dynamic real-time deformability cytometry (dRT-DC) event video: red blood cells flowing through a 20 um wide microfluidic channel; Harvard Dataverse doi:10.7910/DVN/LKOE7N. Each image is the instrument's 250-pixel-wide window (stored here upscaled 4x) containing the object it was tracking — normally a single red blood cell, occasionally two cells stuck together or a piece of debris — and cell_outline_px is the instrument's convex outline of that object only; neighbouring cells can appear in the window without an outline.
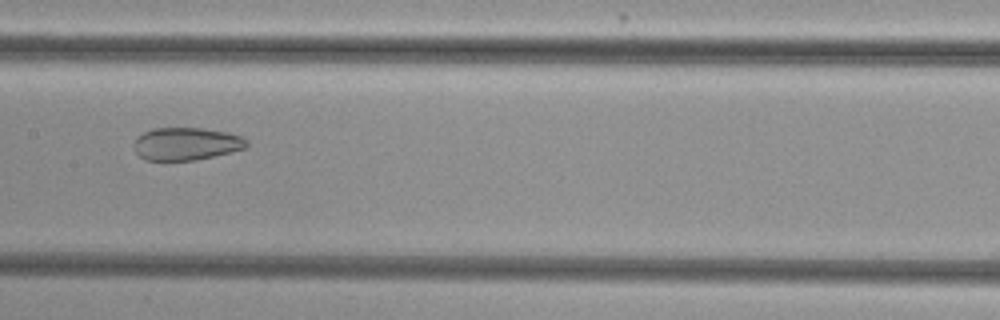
{"species": "common noctule bat (a hibernating species)", "species_latin": "Nyctalus noctula", "temperature_condition": "cold", "stored_images_in_passage": 39, "camera_frame_rate_fps": 3000, "um_per_image_px": 0.085, "animal": {"sex": "female", "body_mass_g": 29.2, "forearm_length_mm": 56.3}, "frame": {"image": 1, "passage_image": 13, "time_ms": 4.0, "image_size_px": [1000, 320], "cell_outline_px": [[248, 148], [196, 160], [144, 160], [136, 152], [132, 144], [136, 136], [152, 128], [200, 128], [228, 132], [240, 136], [248, 140]], "centroid_in_image_um": [15.82, 12.22], "position_along_channel_um": 191.6, "area_um2": 21.68}}
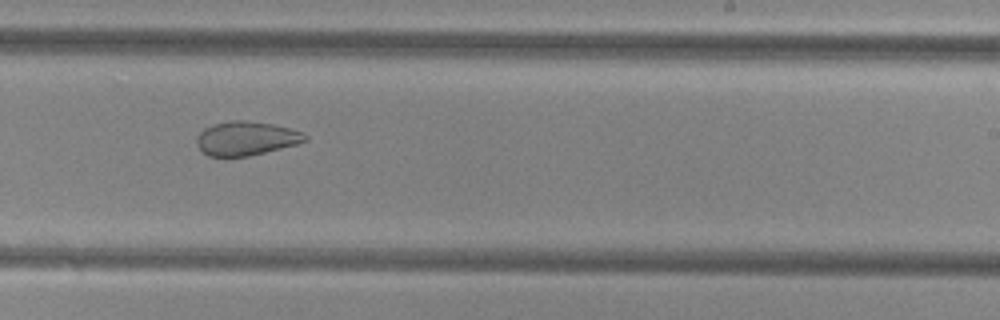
{"frame": {"image": 2, "passage_image": 19, "time_ms": 6.0, "image_size_px": [1000, 320], "cell_outline_px": [[308, 140], [296, 144], [248, 156], [208, 156], [196, 144], [196, 140], [200, 132], [204, 128], [212, 124], [232, 120], [244, 120], [272, 124], [292, 128], [304, 132], [308, 136]], "centroid_in_image_um": [20.94, 11.75], "position_along_channel_um": 268.1, "area_um2": 21.39}}
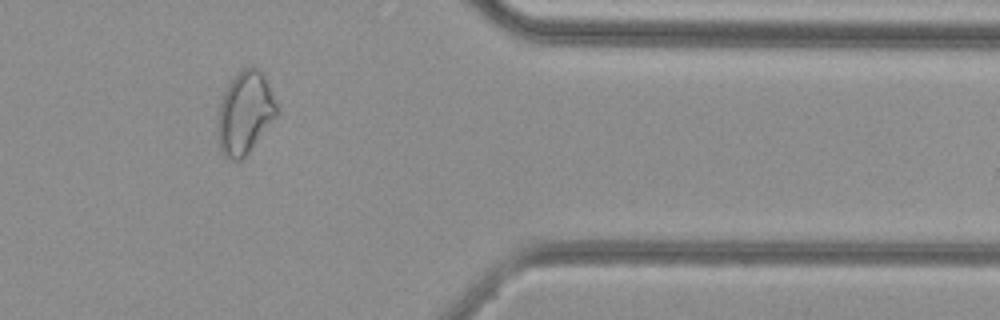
{"frame": {"image": 3, "passage_image": 30, "time_ms": 9.667, "image_size_px": [1000, 320], "cell_outline_px": [[280, 112], [248, 152], [240, 160], [232, 160], [224, 156], [220, 152], [220, 104], [224, 92], [228, 84], [236, 72], [252, 64], [260, 68], [272, 92]], "centroid_in_image_um": [20.87, 9.53], "position_along_channel_um": 390.5, "area_um2": 27.98}, "authors_computed_cell_mechanics": {"area_um2": 25.432, "velocity_mm_per_s": 3.8318, "shape_relaxation_time_tau1_ms": null, "shape_relaxation_time_tau2_ms": 2.0006, "deformation_change_tau1": null, "deformation_change_tau2": 0.083}}